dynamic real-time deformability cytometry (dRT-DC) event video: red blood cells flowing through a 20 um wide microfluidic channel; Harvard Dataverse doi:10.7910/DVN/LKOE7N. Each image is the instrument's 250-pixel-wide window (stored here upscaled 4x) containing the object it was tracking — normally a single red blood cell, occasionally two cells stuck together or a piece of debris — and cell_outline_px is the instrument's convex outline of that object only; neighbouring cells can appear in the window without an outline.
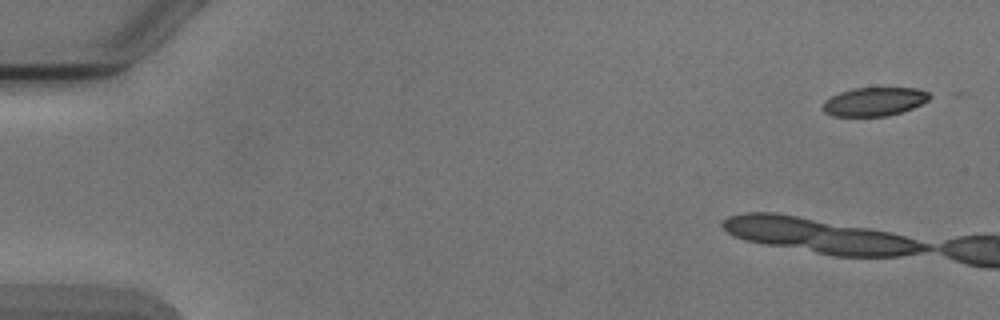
{"species": "Egyptian fruit bat (a non-hibernating species)", "species_latin": "Rousettus aegyptiacus", "temperature_condition": "cold", "stored_images_in_passage": 2, "camera_frame_rate_fps": 3000, "um_per_image_px": 0.085, "animal": {"sex": "male"}, "frame": {"image": 1, "passage_image": 1, "time_ms": 0.0, "image_size_px": [1000, 320], "cell_outline_px": [[932, 96], [928, 100], [912, 108], [888, 116], [832, 116], [824, 112], [820, 108], [824, 100], [840, 92], [852, 88], [920, 88], [928, 92]], "centroid_in_image_um": [74.28, 8.63], "position_along_channel_um": 10.7, "area_um2": 17.92}}